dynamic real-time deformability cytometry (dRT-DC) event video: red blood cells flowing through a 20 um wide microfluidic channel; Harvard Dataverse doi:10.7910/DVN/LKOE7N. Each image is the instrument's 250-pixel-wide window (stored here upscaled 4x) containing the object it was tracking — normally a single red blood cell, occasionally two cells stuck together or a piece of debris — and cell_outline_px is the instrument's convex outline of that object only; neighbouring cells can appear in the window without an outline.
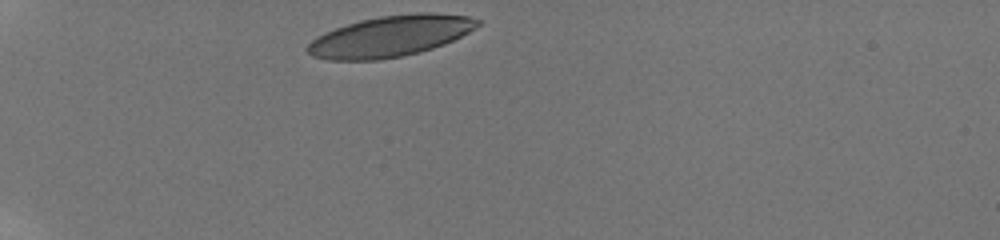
{"species": "human", "species_latin": "Homo sapiens", "temperature_condition": "room temperature", "stored_images_in_passage": 33, "camera_frame_rate_fps": 3000, "um_per_image_px": 0.085, "donor": {"sex": "male"}, "frame": {"image": 1, "passage_image": 1, "time_ms": 0.0, "image_size_px": [1000, 240], "cell_outline_px": [[480, 24], [476, 28], [444, 44], [420, 52], [380, 60], [328, 60], [312, 56], [304, 48], [316, 36], [324, 32], [360, 20], [380, 16], [416, 12], [432, 12], [468, 16], [480, 20]], "centroid_in_image_um": [33.16, 3.07], "position_along_channel_um": 51.8, "area_um2": 40.63}}
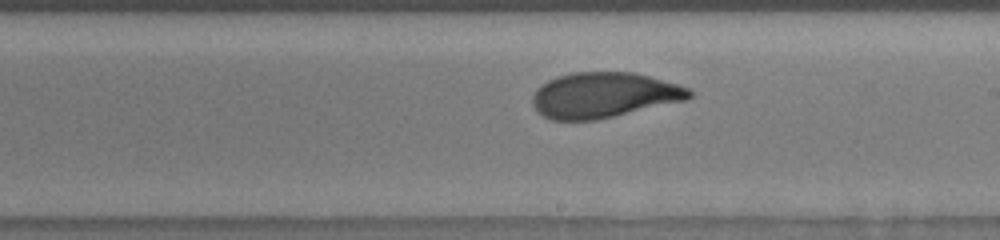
{"frame": {"image": 2, "passage_image": 19, "time_ms": 6.0, "image_size_px": [1000, 240], "cell_outline_px": [[692, 96], [688, 100], [596, 120], [552, 120], [544, 116], [532, 104], [532, 96], [536, 88], [540, 84], [556, 76], [572, 72], [636, 72], [676, 84], [688, 88], [692, 92]], "centroid_in_image_um": [51.32, 8.08], "position_along_channel_um": 237.7, "area_um2": 41.62}}
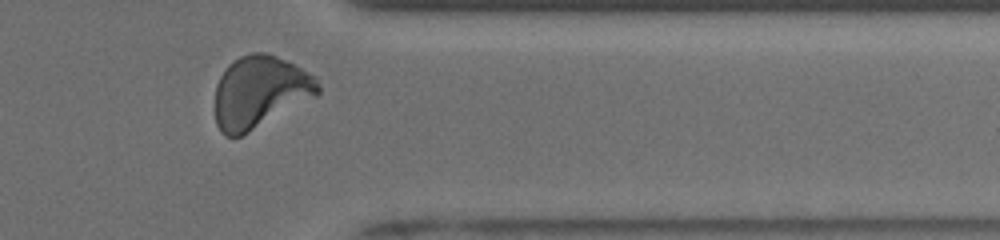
{"frame": {"image": 3, "passage_image": 31, "time_ms": 10.0, "image_size_px": [1000, 240], "cell_outline_px": [[320, 92], [316, 96], [248, 132], [240, 136], [224, 136], [220, 132], [216, 124], [212, 108], [216, 84], [224, 68], [232, 60], [240, 56], [252, 52], [268, 52], [316, 76], [320, 84]], "centroid_in_image_um": [22.02, 7.81], "position_along_channel_um": 389.4, "area_um2": 43.7}, "authors_computed_cell_mechanics": {"area_um2": 41.6738, "velocity_mm_per_s": 3.8385, "shape_relaxation_time_tau1_ms": 4.4066, "shape_relaxation_time_tau2_ms": 0.7767, "deformation_change_tau1": 0.179, "deformation_change_tau2": 0.0618}}